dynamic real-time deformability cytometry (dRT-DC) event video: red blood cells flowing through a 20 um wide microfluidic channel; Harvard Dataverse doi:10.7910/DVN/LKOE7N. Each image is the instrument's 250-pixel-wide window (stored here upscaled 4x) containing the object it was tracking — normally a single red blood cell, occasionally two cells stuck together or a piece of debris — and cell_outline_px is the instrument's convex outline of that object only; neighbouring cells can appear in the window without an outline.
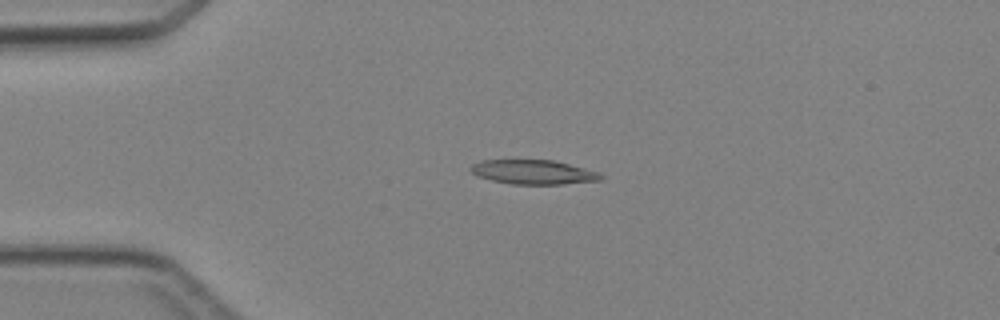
{"species": "Egyptian fruit bat (a non-hibernating species)", "species_latin": "Rousettus aegyptiacus", "temperature_condition": "cold", "stored_images_in_passage": 5, "camera_frame_rate_fps": 3000, "um_per_image_px": 0.085, "animal": {"sex": "female"}, "frame": {"image": 1, "passage_image": 3, "time_ms": 2.333, "image_size_px": [1000, 320], "cell_outline_px": [[604, 180], [564, 184], [512, 184], [492, 180], [476, 176], [468, 168], [472, 164], [480, 160], [552, 160], [600, 172], [604, 176]], "centroid_in_image_um": [45.34, 14.63], "position_along_channel_um": 39.7, "area_um2": 18.55}}
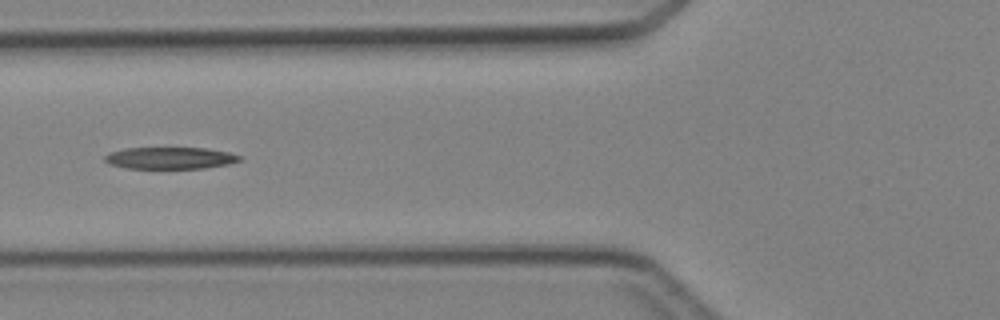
{"frame": {"image": 2, "passage_image": 5, "time_ms": 4.667, "image_size_px": [1000, 320], "cell_outline_px": [[244, 160], [228, 164], [204, 168], [128, 168], [108, 164], [104, 160], [104, 156], [108, 152], [124, 148], [204, 148], [228, 152], [244, 156]], "centroid_in_image_um": [14.47, 13.43], "position_along_channel_um": 111.3, "area_um2": 17.28}}